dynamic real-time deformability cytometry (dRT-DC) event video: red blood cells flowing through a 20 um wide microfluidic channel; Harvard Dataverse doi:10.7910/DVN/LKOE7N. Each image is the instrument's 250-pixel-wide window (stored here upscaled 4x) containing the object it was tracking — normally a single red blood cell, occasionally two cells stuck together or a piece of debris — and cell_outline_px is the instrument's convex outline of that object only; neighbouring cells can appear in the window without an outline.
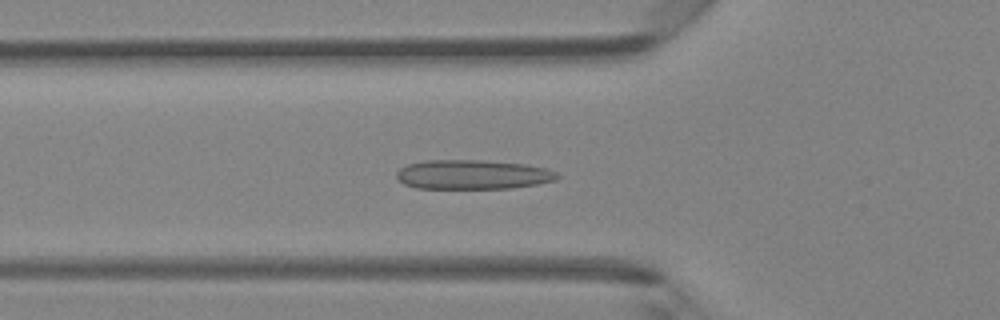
{"species": "Egyptian fruit bat (a non-hibernating species)", "species_latin": "Rousettus aegyptiacus", "temperature_condition": "room temperature", "stored_images_in_passage": 46, "camera_frame_rate_fps": 3000, "um_per_image_px": 0.085, "animal": {"sex": "female"}, "frame": {"image": 1, "passage_image": 16, "time_ms": 5.0, "image_size_px": [1000, 320], "cell_outline_px": [[560, 176], [556, 180], [536, 184], [512, 188], [416, 188], [404, 184], [396, 176], [396, 172], [400, 168], [408, 164], [424, 160], [480, 160], [524, 164], [544, 168], [556, 172]], "centroid_in_image_um": [40.16, 14.83], "position_along_channel_um": 85.6, "area_um2": 27.4}}
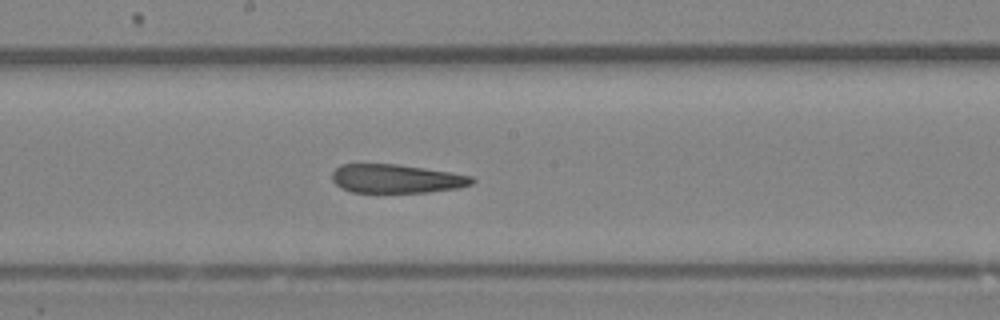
{"frame": {"image": 2, "passage_image": 25, "time_ms": 8.0, "image_size_px": [1000, 320], "cell_outline_px": [[476, 180], [472, 184], [460, 188], [428, 192], [352, 192], [340, 188], [332, 180], [332, 172], [340, 164], [396, 164], [452, 172], [472, 176]], "centroid_in_image_um": [33.7, 15.19], "position_along_channel_um": 214.5, "area_um2": 23.52}}
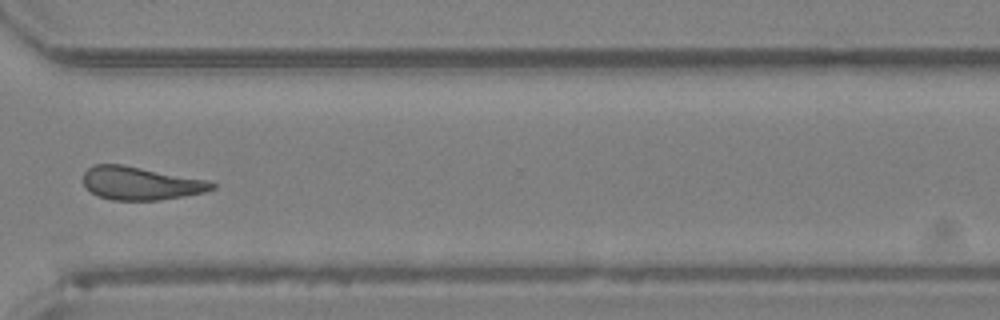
{"frame": {"image": 3, "passage_image": 35, "time_ms": 11.333, "image_size_px": [1000, 320], "cell_outline_px": [[216, 188], [204, 192], [184, 196], [160, 200], [112, 200], [96, 196], [84, 184], [84, 172], [92, 164], [124, 164], [208, 180], [216, 184]], "centroid_in_image_um": [11.96, 15.57], "position_along_channel_um": 358.6, "area_um2": 25.03}, "authors_computed_cell_mechanics": {"area_um2": 25.3164, "velocity_mm_per_s": 4.306, "shape_relaxation_time_tau1_ms": null, "shape_relaxation_time_tau2_ms": 2.5051, "deformation_change_tau1": null, "deformation_change_tau2": 0.0978}}